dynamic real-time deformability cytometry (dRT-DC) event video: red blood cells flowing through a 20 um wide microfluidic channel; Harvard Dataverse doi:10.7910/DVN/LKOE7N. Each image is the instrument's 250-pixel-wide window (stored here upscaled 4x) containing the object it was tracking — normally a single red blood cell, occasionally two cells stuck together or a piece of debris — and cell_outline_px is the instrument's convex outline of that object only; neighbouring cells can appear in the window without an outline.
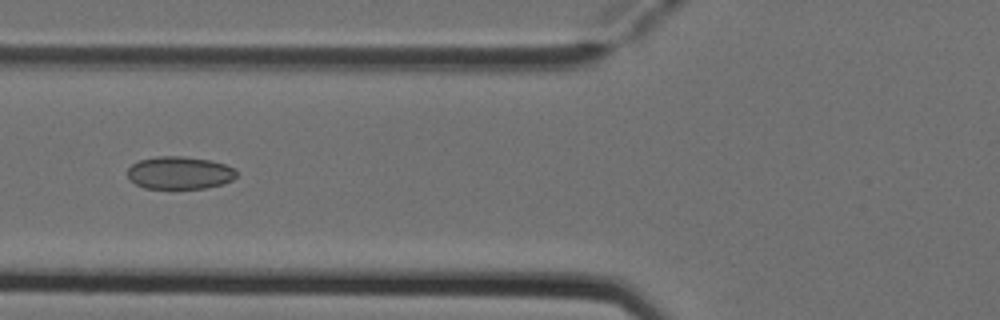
{"species": "Egyptian fruit bat (a non-hibernating species)", "species_latin": "Rousettus aegyptiacus", "temperature_condition": "cold", "stored_images_in_passage": 3, "camera_frame_rate_fps": 3000, "um_per_image_px": 0.085, "animal": {"sex": "female"}, "frame": {"image": 1, "passage_image": 3, "time_ms": 0.667, "image_size_px": [1000, 320], "cell_outline_px": [[236, 176], [232, 180], [224, 184], [204, 188], [144, 188], [128, 180], [128, 168], [132, 164], [140, 160], [156, 156], [184, 156], [212, 160], [224, 164], [232, 168], [236, 172]], "centroid_in_image_um": [15.25, 14.68], "position_along_channel_um": 110.6, "area_um2": 20.81}}